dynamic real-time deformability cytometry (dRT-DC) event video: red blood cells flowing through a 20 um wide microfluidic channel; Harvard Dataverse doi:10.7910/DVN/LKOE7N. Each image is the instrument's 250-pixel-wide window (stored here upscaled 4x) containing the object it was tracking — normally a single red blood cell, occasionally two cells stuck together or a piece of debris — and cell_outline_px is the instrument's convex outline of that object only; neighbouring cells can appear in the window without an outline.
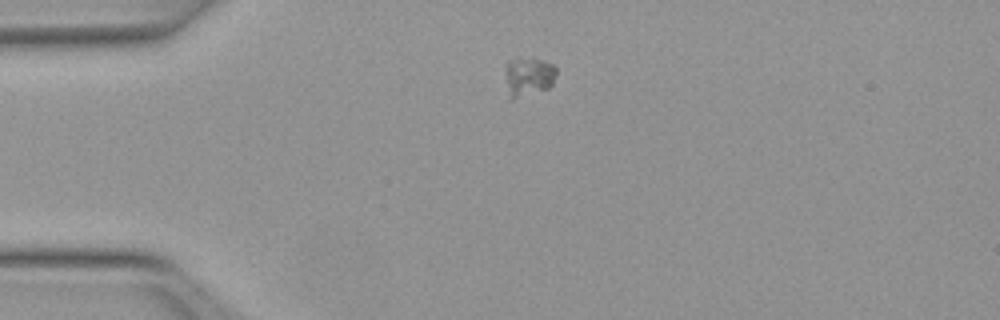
{"species": "Egyptian fruit bat (a non-hibernating species)", "species_latin": "Rousettus aegyptiacus", "temperature_condition": "warm", "stored_images_in_passage": 34, "camera_frame_rate_fps": 3000, "um_per_image_px": 0.085, "animal": {"sex": "female"}, "frame": {"image": 1, "passage_image": 1, "time_ms": 0.0, "image_size_px": [1000, 320], "cell_outline_px": [[556, 72], [552, 84], [548, 88], [512, 100], [504, 72], [504, 68], [508, 60], [516, 56], [520, 56], [544, 60], [552, 64], [556, 68]], "centroid_in_image_um": [44.89, 6.44], "position_along_channel_um": 40.1, "area_um2": 11.79}}
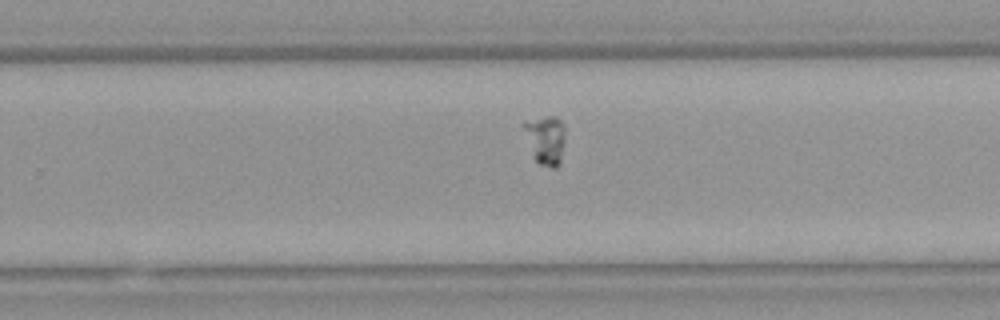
{"frame": {"image": 2, "passage_image": 22, "time_ms": 7.0, "image_size_px": [1000, 320], "cell_outline_px": [[564, 144], [560, 160], [556, 168], [552, 168], [540, 164], [536, 160], [520, 124], [524, 120], [544, 116], [556, 116], [564, 124]], "centroid_in_image_um": [46.35, 11.82], "position_along_channel_um": 283.5, "area_um2": 11.91}}
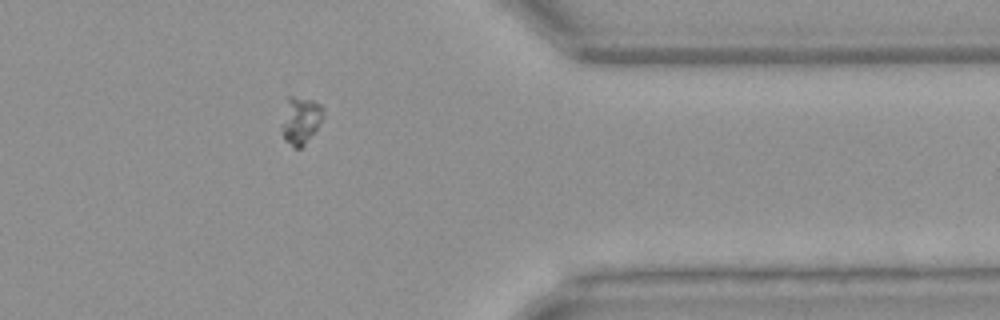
{"frame": {"image": 3, "passage_image": 31, "time_ms": 10.0, "image_size_px": [1000, 320], "cell_outline_px": [[324, 120], [304, 144], [300, 148], [292, 148], [284, 140], [280, 124], [288, 96], [292, 96], [312, 100], [320, 104], [324, 108]], "centroid_in_image_um": [25.55, 10.24], "position_along_channel_um": 385.9, "area_um2": 11.73}}